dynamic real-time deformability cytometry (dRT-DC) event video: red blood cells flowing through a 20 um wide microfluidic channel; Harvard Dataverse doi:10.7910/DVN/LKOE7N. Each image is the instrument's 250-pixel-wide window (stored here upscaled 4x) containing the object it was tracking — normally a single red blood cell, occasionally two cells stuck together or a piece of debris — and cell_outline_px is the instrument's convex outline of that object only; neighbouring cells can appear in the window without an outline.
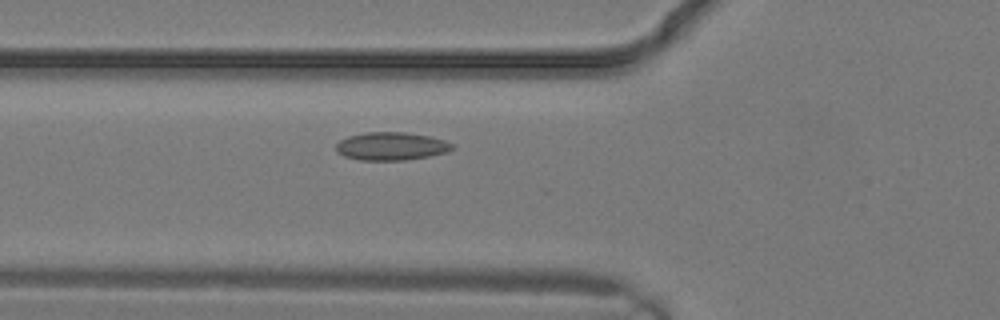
{"species": "common noctule bat (a hibernating species)", "species_latin": "Nyctalus noctula", "temperature_condition": "warm", "stored_images_in_passage": 13, "camera_frame_rate_fps": 3000, "um_per_image_px": 0.085, "animal": {"sex": "male", "body_mass_g": 19.2, "forearm_length_mm": 51.8}, "frame": {"image": 1, "passage_image": 6, "time_ms": 1.667, "image_size_px": [1000, 320], "cell_outline_px": [[456, 148], [448, 152], [428, 156], [404, 160], [360, 160], [344, 156], [336, 152], [336, 144], [340, 140], [348, 136], [364, 132], [404, 132], [428, 136], [444, 140], [452, 144]], "centroid_in_image_um": [33.24, 12.43], "position_along_channel_um": 92.6, "area_um2": 19.02}}
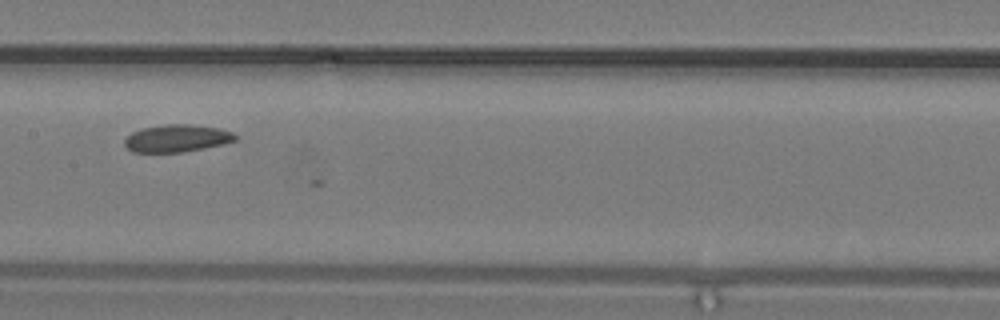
{"frame": {"image": 2, "passage_image": 10, "time_ms": 3.0, "image_size_px": [1000, 320], "cell_outline_px": [[236, 140], [224, 144], [204, 148], [180, 152], [132, 152], [124, 144], [124, 140], [132, 132], [140, 128], [164, 124], [188, 124], [220, 128], [232, 132], [236, 136]], "centroid_in_image_um": [15.02, 11.75], "position_along_channel_um": 192.4, "area_um2": 17.69}}
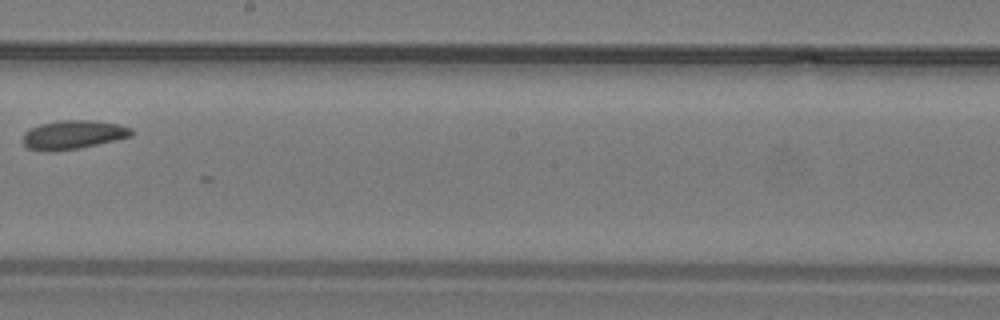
{"frame": {"image": 3, "passage_image": 12, "time_ms": 3.667, "image_size_px": [1000, 320], "cell_outline_px": [[136, 132], [132, 136], [80, 148], [52, 152], [28, 148], [24, 144], [24, 132], [40, 124], [60, 120], [92, 120], [120, 124], [132, 128]], "centroid_in_image_um": [6.27, 11.44], "position_along_channel_um": 241.9, "area_um2": 18.26}}